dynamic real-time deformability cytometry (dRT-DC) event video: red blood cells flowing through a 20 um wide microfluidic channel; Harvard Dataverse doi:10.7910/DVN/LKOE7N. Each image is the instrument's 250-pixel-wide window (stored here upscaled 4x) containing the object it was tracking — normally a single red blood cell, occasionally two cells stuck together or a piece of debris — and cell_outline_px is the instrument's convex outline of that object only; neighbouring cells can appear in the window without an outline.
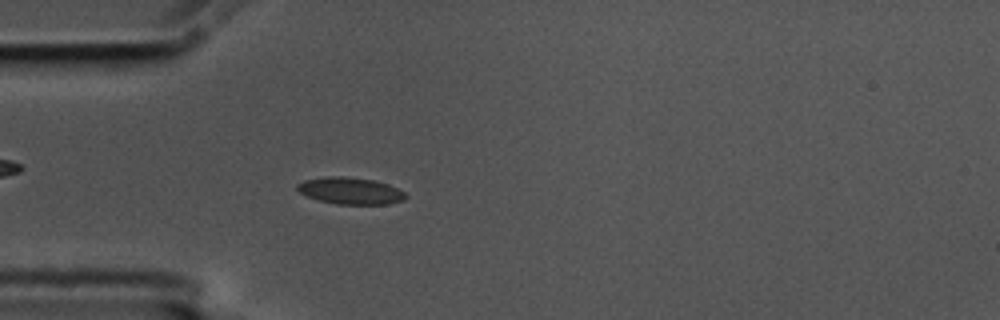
{"species": "common noctule bat (a hibernating species)", "species_latin": "Nyctalus noctula", "temperature_condition": "cold", "stored_images_in_passage": 56, "camera_frame_rate_fps": 3000, "um_per_image_px": 0.085, "animal": {"sex": "male", "body_mass_g": 17.5, "forearm_length_mm": 52.3}, "frame": {"image": 1, "passage_image": 16, "time_ms": 5.0, "image_size_px": [1000, 320], "cell_outline_px": [[408, 196], [404, 200], [388, 204], [336, 204], [320, 200], [308, 196], [300, 192], [296, 188], [296, 184], [304, 180], [324, 176], [344, 176], [372, 180], [388, 184], [404, 192]], "centroid_in_image_um": [29.78, 16.21], "position_along_channel_um": 55.2, "area_um2": 16.88}}
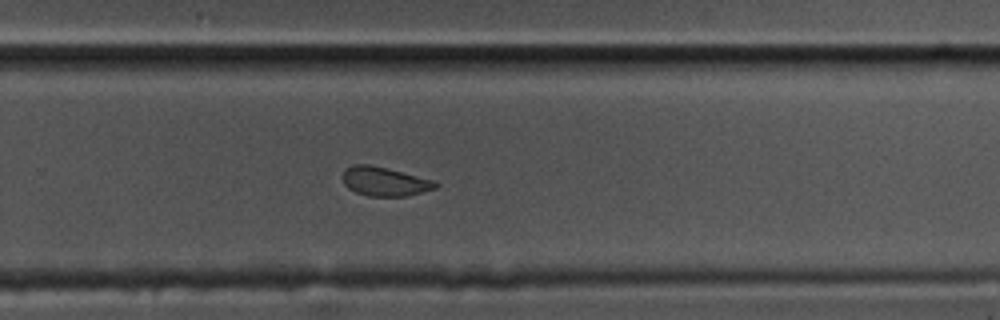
{"frame": {"image": 2, "passage_image": 37, "time_ms": 12.0, "image_size_px": [1000, 320], "cell_outline_px": [[440, 184], [436, 188], [408, 196], [368, 196], [356, 192], [348, 188], [344, 184], [344, 172], [348, 168], [356, 164], [368, 164], [436, 180]], "centroid_in_image_um": [32.75, 15.44], "position_along_channel_um": 297.0, "area_um2": 15.55}}
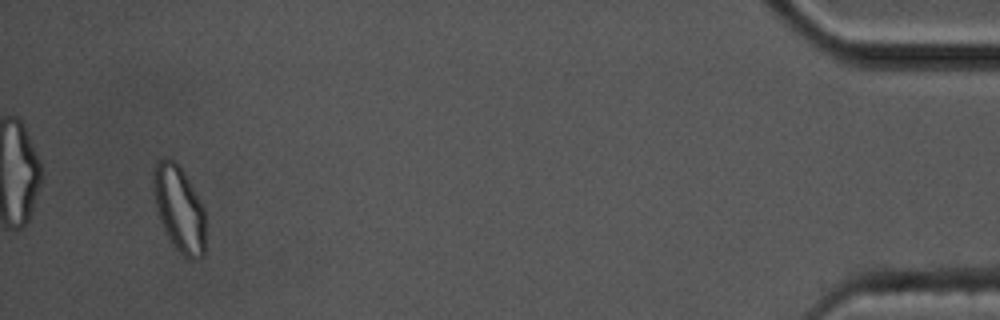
{"frame": {"image": 3, "passage_image": 54, "time_ms": 17.667, "image_size_px": [1000, 320], "cell_outline_px": [[204, 256], [196, 260], [188, 260], [176, 248], [164, 232], [156, 212], [152, 188], [152, 172], [156, 160], [164, 156], [176, 160], [184, 172], [204, 208]], "centroid_in_image_um": [15.18, 17.7], "position_along_channel_um": 420.0, "area_um2": 26.7}, "authors_computed_cell_mechanics": {"area_um2": 16.5886, "velocity_mm_per_s": 3.5345, "shape_relaxation_time_tau1_ms": null, "shape_relaxation_time_tau2_ms": 2.5007, "deformation_change_tau1": null, "deformation_change_tau2": 0.0737}}